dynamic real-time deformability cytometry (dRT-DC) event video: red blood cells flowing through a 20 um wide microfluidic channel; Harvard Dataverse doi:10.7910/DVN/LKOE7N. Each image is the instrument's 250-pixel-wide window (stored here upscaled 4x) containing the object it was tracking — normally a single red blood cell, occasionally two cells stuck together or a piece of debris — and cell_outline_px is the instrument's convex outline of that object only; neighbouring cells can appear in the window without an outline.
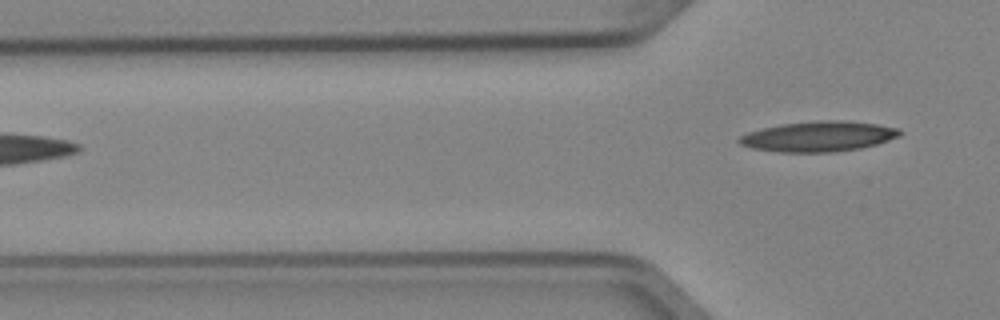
{"species": "Egyptian fruit bat (a non-hibernating species)", "species_latin": "Rousettus aegyptiacus", "temperature_condition": "cold", "stored_images_in_passage": 2, "camera_frame_rate_fps": 3000, "um_per_image_px": 0.085, "animal": {"sex": "female"}, "frame": {"image": 1, "passage_image": 2, "time_ms": 0.333, "image_size_px": [1000, 320], "cell_outline_px": [[904, 132], [900, 136], [876, 144], [860, 148], [836, 152], [780, 152], [752, 148], [740, 144], [736, 140], [740, 136], [748, 132], [780, 124], [816, 120], [840, 120], [876, 124], [896, 128]], "centroid_in_image_um": [69.56, 11.59], "position_along_channel_um": 56.2, "area_um2": 28.32}}